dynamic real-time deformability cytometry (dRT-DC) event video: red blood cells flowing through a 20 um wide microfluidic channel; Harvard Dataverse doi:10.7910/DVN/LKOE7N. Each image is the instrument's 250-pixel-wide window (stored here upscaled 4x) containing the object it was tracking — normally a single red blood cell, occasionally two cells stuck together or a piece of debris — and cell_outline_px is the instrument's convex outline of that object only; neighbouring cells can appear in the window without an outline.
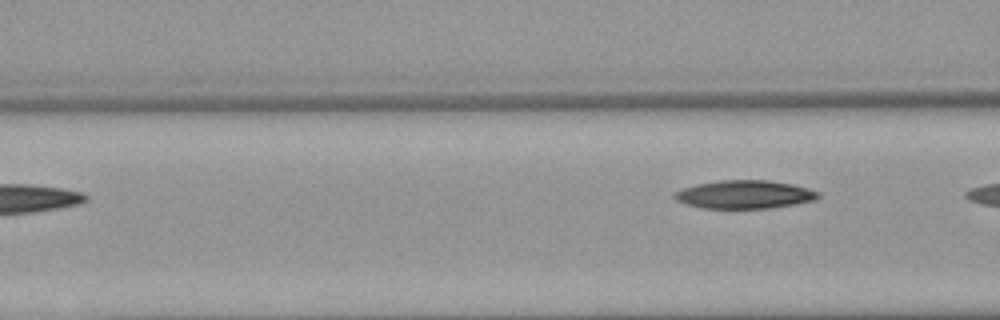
{"species": "Egyptian fruit bat (a non-hibernating species)", "species_latin": "Rousettus aegyptiacus", "temperature_condition": "warm", "stored_images_in_passage": 6, "segment_of_instrument_passage": [2, 2], "camera_frame_rate_fps": 3000, "um_per_image_px": 0.085, "animal": {"sex": "female"}, "frame": {"image": 1, "passage_image": 6, "time_ms": 6.0, "image_size_px": [1000, 320], "cell_outline_px": [[820, 196], [816, 200], [772, 208], [704, 208], [688, 204], [676, 200], [672, 196], [676, 192], [684, 188], [696, 184], [720, 180], [768, 180], [792, 184], [808, 188], [820, 192]], "centroid_in_image_um": [63.33, 16.52], "position_along_channel_um": 103.3, "area_um2": 23.58}}